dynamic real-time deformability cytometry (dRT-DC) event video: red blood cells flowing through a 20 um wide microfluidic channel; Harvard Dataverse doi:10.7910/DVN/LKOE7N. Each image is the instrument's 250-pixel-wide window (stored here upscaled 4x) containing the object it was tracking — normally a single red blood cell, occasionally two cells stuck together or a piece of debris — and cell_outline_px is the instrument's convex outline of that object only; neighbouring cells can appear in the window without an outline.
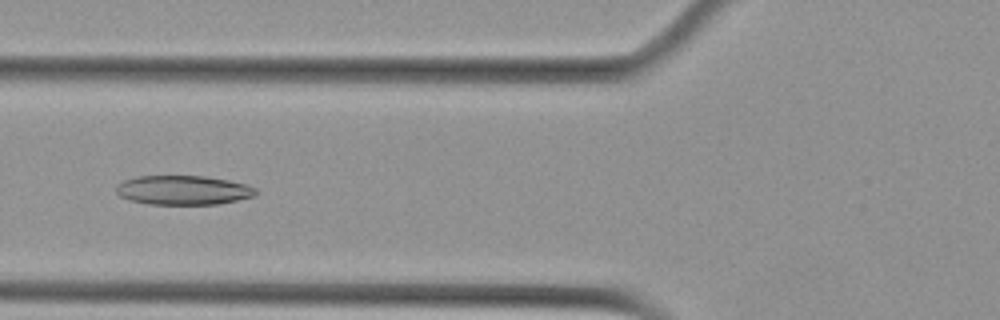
{"species": "Egyptian fruit bat (a non-hibernating species)", "species_latin": "Rousettus aegyptiacus", "temperature_condition": "cold", "stored_images_in_passage": 5, "camera_frame_rate_fps": 3000, "um_per_image_px": 0.085, "animal": {"sex": "female"}, "frame": {"image": 1, "passage_image": 3, "time_ms": 0.667, "image_size_px": [1000, 320], "cell_outline_px": [[260, 192], [256, 196], [220, 204], [148, 204], [132, 200], [120, 196], [116, 192], [116, 184], [124, 180], [136, 176], [204, 176], [228, 180], [244, 184], [256, 188]], "centroid_in_image_um": [15.6, 16.16], "position_along_channel_um": 110.2, "area_um2": 23.93}}
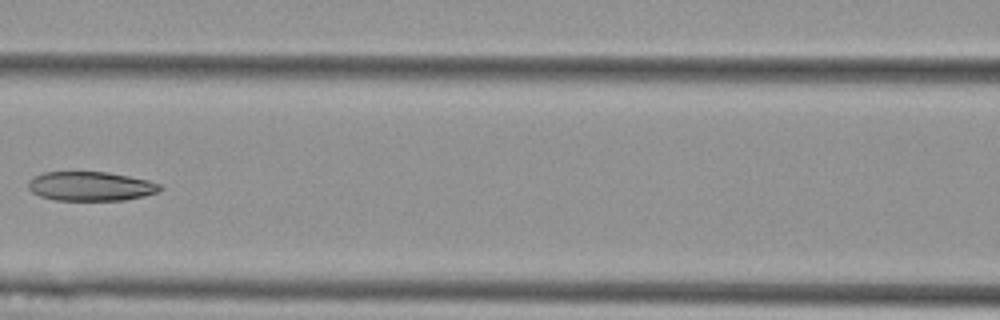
{"frame": {"image": 2, "passage_image": 4, "time_ms": 1.0, "image_size_px": [1000, 320], "cell_outline_px": [[164, 188], [156, 192], [144, 196], [124, 200], [52, 200], [40, 196], [32, 192], [28, 188], [28, 180], [44, 172], [108, 172], [148, 180], [160, 184]], "centroid_in_image_um": [7.7, 15.83], "position_along_channel_um": 158.9, "area_um2": 22.43}}
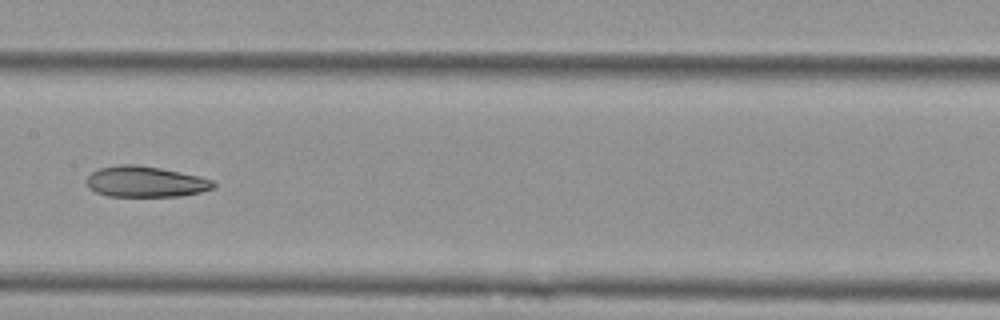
{"frame": {"image": 3, "passage_image": 5, "time_ms": 1.333, "image_size_px": [1000, 320], "cell_outline_px": [[216, 184], [212, 188], [200, 192], [180, 196], [108, 196], [96, 192], [88, 188], [88, 176], [92, 172], [100, 168], [120, 164], [136, 164], [160, 168], [200, 176], [212, 180]], "centroid_in_image_um": [12.36, 15.44], "position_along_channel_um": 195.0, "area_um2": 22.66}}